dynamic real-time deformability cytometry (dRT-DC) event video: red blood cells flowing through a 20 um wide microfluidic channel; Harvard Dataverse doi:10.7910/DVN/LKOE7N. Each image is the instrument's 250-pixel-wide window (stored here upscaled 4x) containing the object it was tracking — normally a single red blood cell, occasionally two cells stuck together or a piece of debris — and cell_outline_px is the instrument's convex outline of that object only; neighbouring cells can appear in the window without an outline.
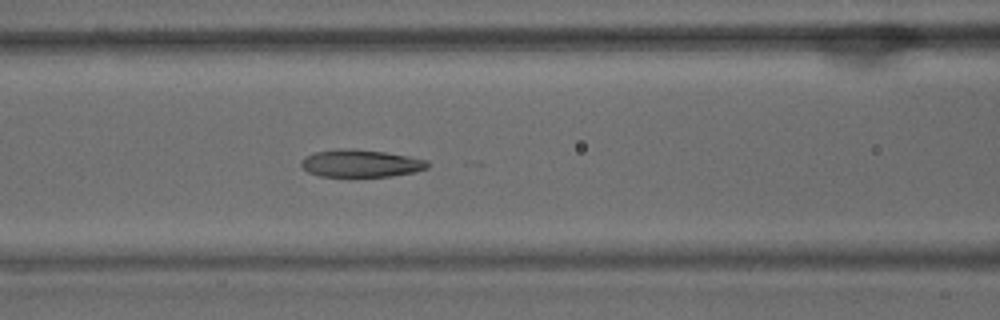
{"species": "common noctule bat (a hibernating species)", "species_latin": "Nyctalus noctula", "temperature_condition": "warm", "stored_images_in_passage": 50, "camera_frame_rate_fps": 3000, "um_per_image_px": 0.085, "animal": {"sex": "male", "body_mass_g": 15.6}, "frame": {"image": 1, "passage_image": 20, "time_ms": 6.333, "image_size_px": [1000, 320], "cell_outline_px": [[432, 164], [428, 168], [416, 172], [392, 176], [320, 176], [308, 172], [300, 164], [300, 160], [304, 156], [316, 152], [340, 148], [352, 148], [384, 152], [408, 156], [428, 160]], "centroid_in_image_um": [30.69, 13.88], "position_along_channel_um": 135.9, "area_um2": 20.4}}
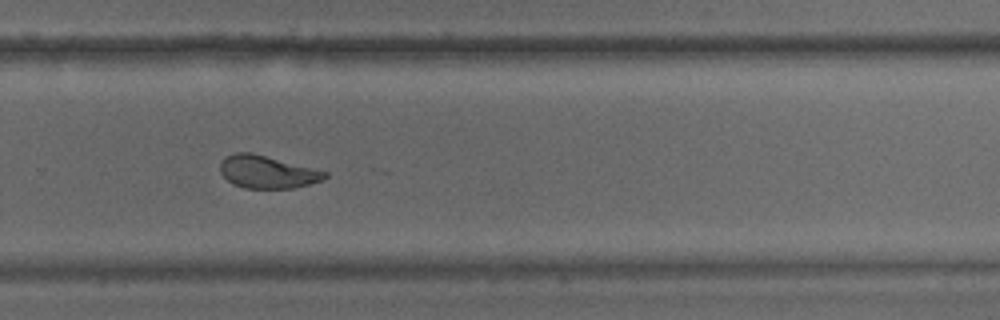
{"frame": {"image": 2, "passage_image": 33, "time_ms": 10.667, "image_size_px": [1000, 320], "cell_outline_px": [[328, 176], [324, 180], [292, 188], [244, 188], [232, 184], [220, 172], [220, 160], [224, 156], [236, 152], [252, 152], [328, 172]], "centroid_in_image_um": [22.68, 14.6], "position_along_channel_um": 307.1, "area_um2": 20.0}}
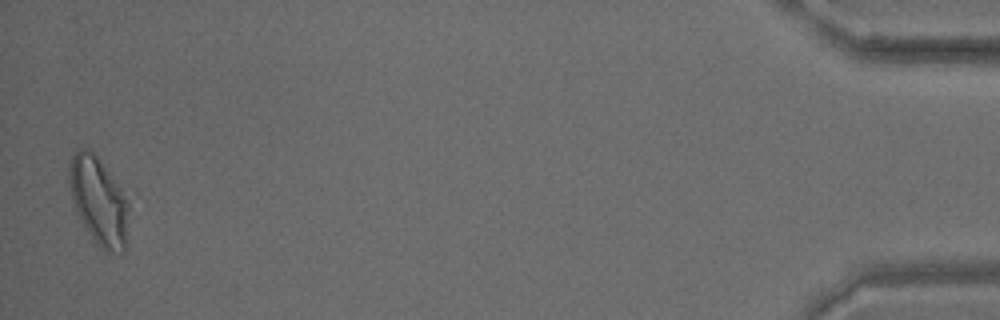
{"frame": {"image": 3, "passage_image": 49, "time_ms": 16.0, "image_size_px": [1000, 320], "cell_outline_px": [[128, 204], [124, 252], [108, 252], [100, 248], [96, 244], [84, 224], [76, 208], [72, 196], [68, 180], [68, 164], [72, 156], [80, 148], [88, 148], [96, 156]], "centroid_in_image_um": [8.34, 17.09], "position_along_channel_um": 426.9, "area_um2": 28.96}, "authors_computed_cell_mechanics": {"area_um2": 22.3975, "velocity_mm_per_s": 3.9542, "shape_relaxation_time_tau1_ms": 8.9718, "shape_relaxation_time_tau2_ms": 1.5354, "deformation_change_tau1": 0.2611, "deformation_change_tau2": 0.0764}}